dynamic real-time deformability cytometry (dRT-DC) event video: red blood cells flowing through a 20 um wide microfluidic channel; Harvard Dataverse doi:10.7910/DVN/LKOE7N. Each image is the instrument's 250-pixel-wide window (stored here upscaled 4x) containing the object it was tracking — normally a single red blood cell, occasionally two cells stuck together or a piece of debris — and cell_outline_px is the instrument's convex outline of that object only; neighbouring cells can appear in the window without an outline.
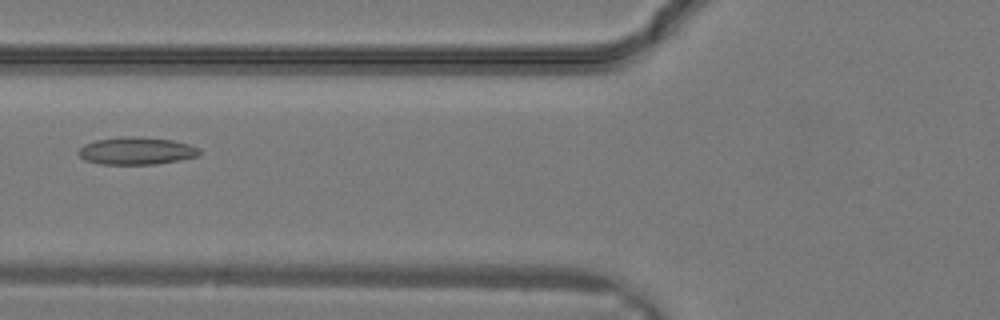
{"species": "common noctule bat (a hibernating species)", "species_latin": "Nyctalus noctula", "temperature_condition": "warm", "stored_images_in_passage": 13, "camera_frame_rate_fps": 3000, "um_per_image_px": 0.085, "animal": {"sex": "male", "body_mass_g": 19.2, "forearm_length_mm": 51.8}, "frame": {"image": 1, "passage_image": 5, "time_ms": 1.333, "image_size_px": [1000, 320], "cell_outline_px": [[200, 152], [196, 156], [180, 160], [156, 164], [100, 164], [84, 160], [76, 152], [84, 144], [96, 140], [120, 136], [140, 136], [172, 140], [188, 144], [200, 148]], "centroid_in_image_um": [11.56, 12.81], "position_along_channel_um": 114.2, "area_um2": 19.48}}
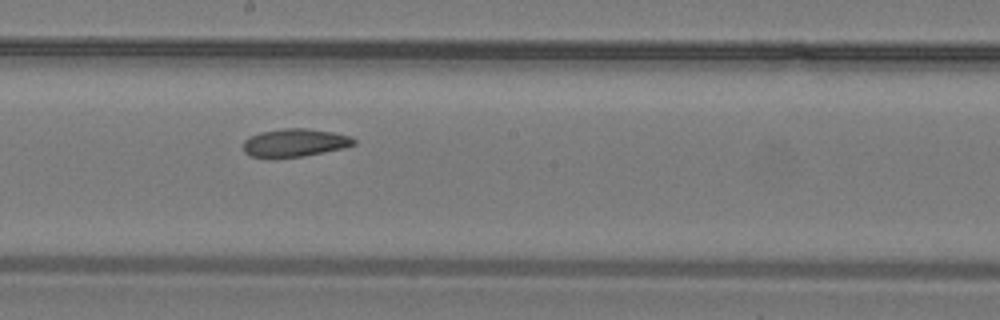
{"frame": {"image": 2, "passage_image": 10, "time_ms": 3.0, "image_size_px": [1000, 320], "cell_outline_px": [[356, 144], [344, 148], [304, 156], [272, 160], [248, 156], [244, 152], [244, 140], [260, 132], [284, 128], [304, 128], [332, 132], [352, 136], [356, 140]], "centroid_in_image_um": [25.03, 12.17], "position_along_channel_um": 223.2, "area_um2": 18.55}}
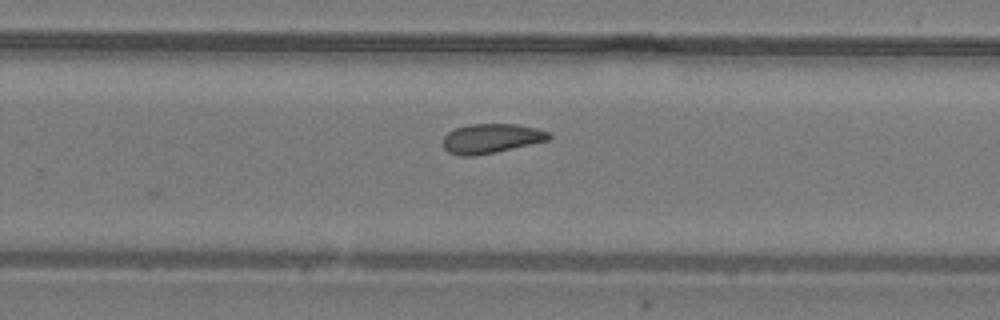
{"frame": {"image": 3, "passage_image": 13, "time_ms": 4.0, "image_size_px": [1000, 320], "cell_outline_px": [[552, 136], [548, 140], [496, 152], [476, 156], [460, 156], [448, 152], [444, 148], [444, 136], [448, 132], [456, 128], [468, 124], [516, 124], [536, 128], [552, 132]], "centroid_in_image_um": [41.77, 11.77], "position_along_channel_um": 288.0, "area_um2": 18.26}}